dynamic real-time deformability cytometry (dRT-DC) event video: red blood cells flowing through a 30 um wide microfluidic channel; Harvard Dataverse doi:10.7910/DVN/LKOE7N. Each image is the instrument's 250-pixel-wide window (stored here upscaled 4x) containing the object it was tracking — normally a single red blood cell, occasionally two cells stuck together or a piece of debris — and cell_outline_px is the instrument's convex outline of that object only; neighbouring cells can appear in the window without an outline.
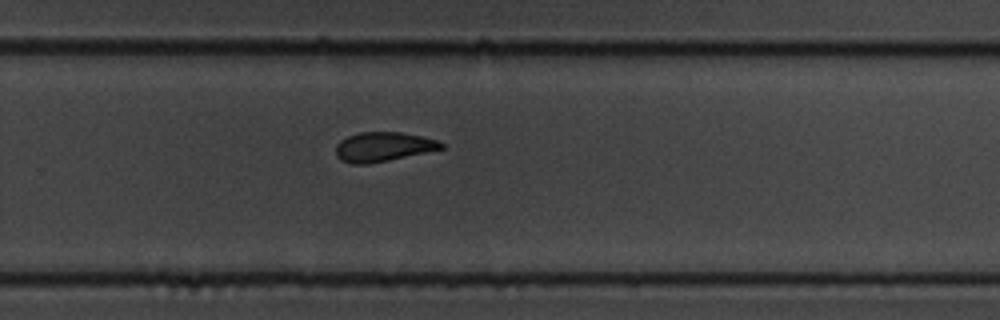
{"species": "common noctule bat (a hibernating species)", "species_latin": "Nyctalus noctula", "temperature_condition": "cold", "stored_images_in_passage": 10, "camera_frame_rate_fps": 3000, "um_per_image_px": 0.085, "animal": {"sex": "male", "body_mass_g": 19.5, "forearm_length_mm": 54.6}, "frame": {"image": 1, "passage_image": 10, "time_ms": 3.0, "image_size_px": [1000, 320], "cell_outline_px": [[444, 148], [388, 160], [368, 164], [352, 164], [340, 160], [336, 156], [336, 144], [340, 140], [348, 136], [360, 132], [400, 132], [440, 140], [444, 144]], "centroid_in_image_um": [32.55, 12.47], "position_along_channel_um": 297.3, "area_um2": 18.03}}